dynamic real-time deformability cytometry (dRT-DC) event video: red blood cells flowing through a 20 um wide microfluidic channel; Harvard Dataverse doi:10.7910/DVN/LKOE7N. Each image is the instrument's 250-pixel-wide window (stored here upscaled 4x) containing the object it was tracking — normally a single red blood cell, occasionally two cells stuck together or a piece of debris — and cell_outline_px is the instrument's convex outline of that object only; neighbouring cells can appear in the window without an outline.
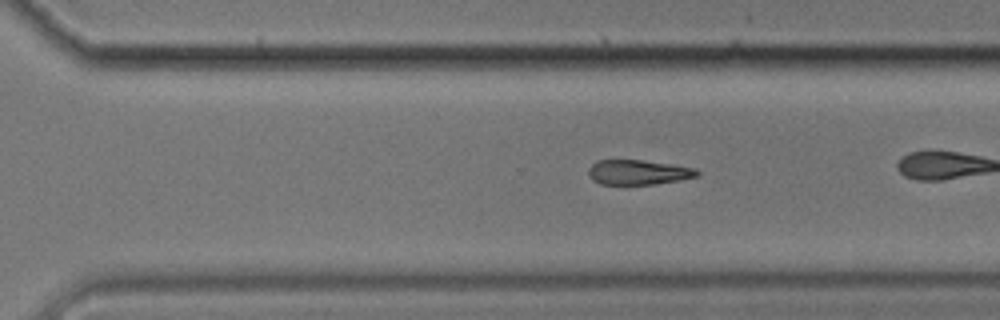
{"species": "common noctule bat (a hibernating species)", "species_latin": "Nyctalus noctula", "temperature_condition": "cold", "stored_images_in_passage": 40, "camera_frame_rate_fps": 3000, "um_per_image_px": 0.085, "animal": {"sex": "male", "body_mass_g": 17.9}, "frame": {"image": 1, "passage_image": 34, "time_ms": 11.0, "image_size_px": [1000, 320], "cell_outline_px": [[700, 172], [696, 176], [680, 180], [652, 184], [600, 184], [592, 180], [588, 176], [588, 168], [596, 160], [640, 160], [672, 164], [696, 168]], "centroid_in_image_um": [54.22, 14.64], "position_along_channel_um": 316.4, "area_um2": 15.72}}